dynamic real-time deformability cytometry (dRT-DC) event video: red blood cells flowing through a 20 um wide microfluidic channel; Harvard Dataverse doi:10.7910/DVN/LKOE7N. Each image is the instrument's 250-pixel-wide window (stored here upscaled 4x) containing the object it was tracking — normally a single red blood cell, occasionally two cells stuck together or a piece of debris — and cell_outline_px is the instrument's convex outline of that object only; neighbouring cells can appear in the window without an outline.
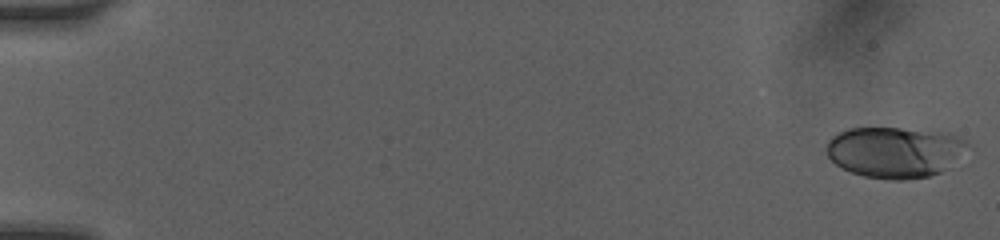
{"species": "human", "species_latin": "Homo sapiens", "temperature_condition": "room temperature", "stored_images_in_passage": 58, "camera_frame_rate_fps": 3000, "um_per_image_px": 0.085, "donor": {"sex": "female"}, "frame": {"image": 1, "passage_image": 1, "time_ms": 0.0, "image_size_px": [1000, 240], "cell_outline_px": [[972, 148], [940, 172], [928, 176], [900, 180], [888, 180], [864, 176], [840, 168], [828, 156], [824, 148], [828, 140], [836, 132], [848, 128], [900, 128], [948, 132], [964, 140]], "centroid_in_image_um": [76.04, 12.91], "position_along_channel_um": 9.0, "area_um2": 42.31}}
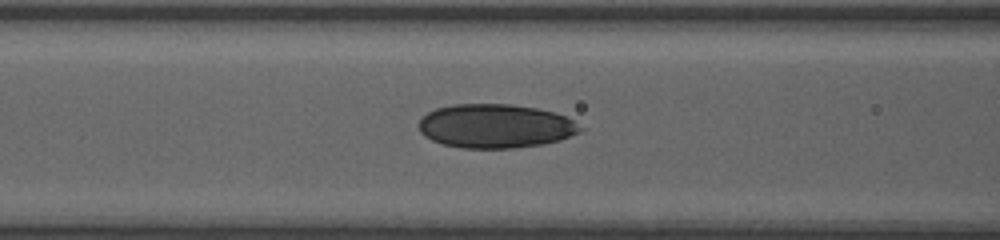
{"frame": {"image": 2, "passage_image": 33, "time_ms": 7.0, "image_size_px": [1000, 240], "cell_outline_px": [[584, 128], [580, 132], [560, 140], [540, 144], [512, 148], [460, 148], [444, 144], [432, 140], [424, 136], [420, 132], [416, 124], [428, 112], [436, 108], [452, 104], [512, 104], [536, 108], [552, 112], [564, 116], [572, 120]], "centroid_in_image_um": [42.07, 10.71], "position_along_channel_um": 124.5, "area_um2": 41.33}}
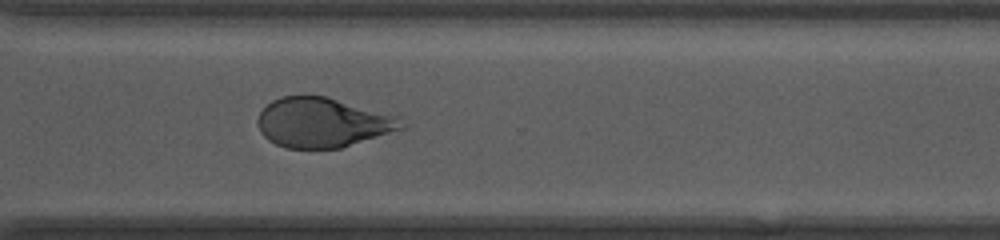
{"frame": {"image": 3, "passage_image": 58, "time_ms": 12.333, "image_size_px": [1000, 240], "cell_outline_px": [[404, 128], [340, 148], [284, 148], [268, 140], [260, 132], [256, 120], [260, 112], [272, 100], [280, 96], [324, 96], [388, 116]], "centroid_in_image_um": [27.22, 10.44], "position_along_channel_um": 343.4, "area_um2": 40.0}}